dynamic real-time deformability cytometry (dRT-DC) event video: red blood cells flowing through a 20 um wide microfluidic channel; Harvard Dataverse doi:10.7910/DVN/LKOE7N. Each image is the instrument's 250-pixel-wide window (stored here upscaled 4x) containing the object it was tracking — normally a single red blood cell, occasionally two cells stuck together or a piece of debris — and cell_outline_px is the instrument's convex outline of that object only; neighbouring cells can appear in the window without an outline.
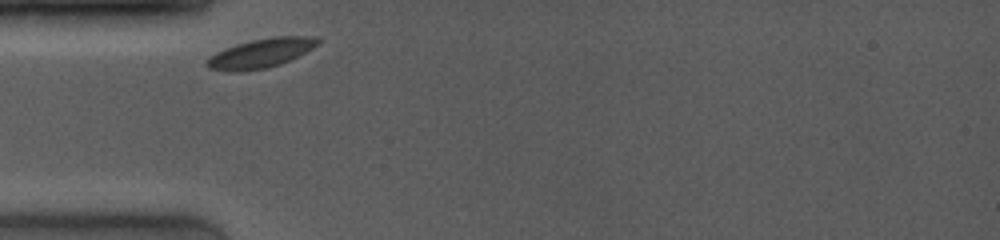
{"species": "common noctule bat (a hibernating species)", "species_latin": "Nyctalus noctula", "temperature_condition": "room temperature", "stored_images_in_passage": 3, "camera_frame_rate_fps": 4000, "um_per_image_px": 0.085, "animal": {"sex": "female", "body_mass_g": 19.0, "forearm_length_mm": 53.3}, "frame": {"image": 1, "passage_image": 1, "time_ms": 0.0, "image_size_px": [1000, 240], "cell_outline_px": [[320, 44], [280, 64], [264, 68], [240, 72], [228, 72], [208, 68], [204, 64], [204, 60], [216, 52], [236, 44], [252, 40], [276, 36], [316, 36], [320, 40]], "centroid_in_image_um": [22.12, 4.53], "position_along_channel_um": 62.9, "area_um2": 18.9}}